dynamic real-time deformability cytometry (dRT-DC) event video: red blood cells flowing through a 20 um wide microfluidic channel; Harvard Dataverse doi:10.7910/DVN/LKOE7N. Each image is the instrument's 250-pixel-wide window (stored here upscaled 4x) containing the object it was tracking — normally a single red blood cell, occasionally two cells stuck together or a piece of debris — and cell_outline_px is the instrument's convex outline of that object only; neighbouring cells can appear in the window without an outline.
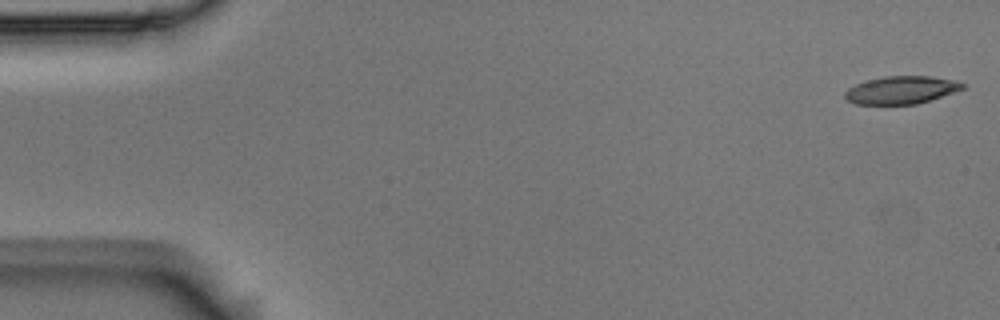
{"species": "Egyptian fruit bat (a non-hibernating species)", "species_latin": "Rousettus aegyptiacus", "temperature_condition": "room temperature", "stored_images_in_passage": 4, "camera_frame_rate_fps": 3000, "um_per_image_px": 0.085, "animal": {"sex": "male"}, "frame": {"image": 1, "passage_image": 1, "time_ms": 0.0, "image_size_px": [1000, 320], "cell_outline_px": [[964, 88], [916, 104], [856, 104], [848, 100], [844, 96], [844, 92], [848, 88], [856, 84], [868, 80], [884, 76], [932, 76], [952, 80], [964, 84]], "centroid_in_image_um": [76.55, 7.64], "position_along_channel_um": 8.4, "area_um2": 18.67}}